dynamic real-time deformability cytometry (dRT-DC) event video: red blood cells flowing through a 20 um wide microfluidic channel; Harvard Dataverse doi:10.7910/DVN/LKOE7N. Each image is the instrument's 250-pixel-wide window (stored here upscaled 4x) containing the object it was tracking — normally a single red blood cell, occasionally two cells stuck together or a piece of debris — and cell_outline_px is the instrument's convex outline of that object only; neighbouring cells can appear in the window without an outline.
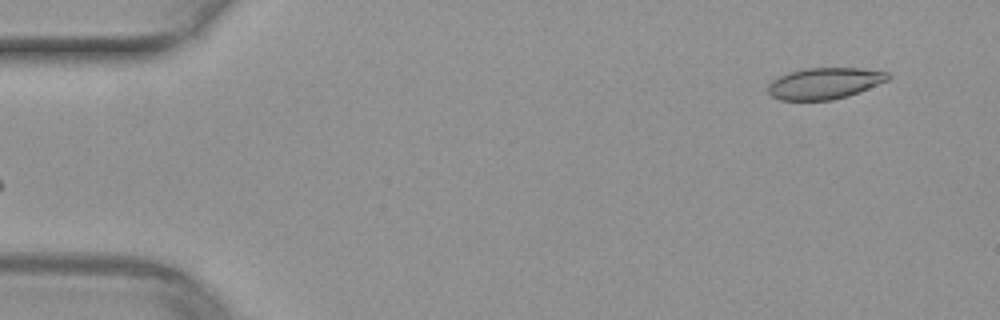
{"species": "common noctule bat (a hibernating species)", "species_latin": "Nyctalus noctula", "temperature_condition": "warm", "stored_images_in_passage": 48, "camera_frame_rate_fps": 3000, "um_per_image_px": 0.085, "animal": {"sex": "female", "body_mass_g": 29.2, "forearm_length_mm": 56.3}, "frame": {"image": 1, "passage_image": 1, "time_ms": 0.0, "image_size_px": [1000, 320], "cell_outline_px": [[892, 76], [888, 80], [848, 96], [832, 100], [780, 100], [772, 96], [768, 92], [768, 84], [772, 80], [788, 72], [804, 68], [860, 68], [888, 72]], "centroid_in_image_um": [70.08, 7.08], "position_along_channel_um": 14.9, "area_um2": 21.91}}
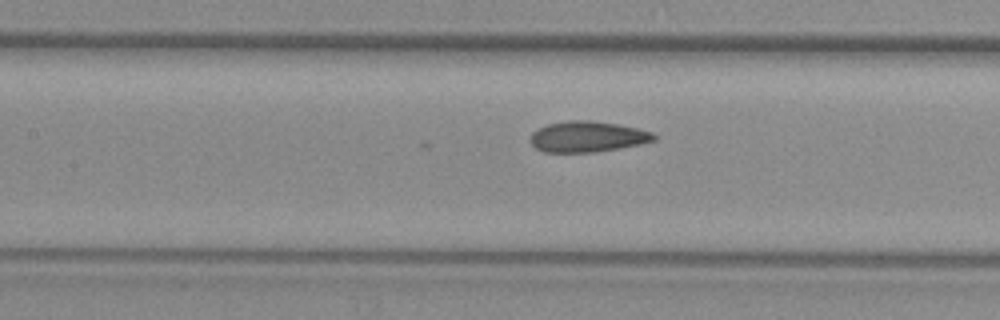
{"frame": {"image": 2, "passage_image": 20, "time_ms": 6.333, "image_size_px": [1000, 320], "cell_outline_px": [[656, 140], [640, 144], [620, 148], [596, 152], [544, 152], [536, 148], [532, 144], [532, 132], [548, 124], [568, 120], [592, 120], [620, 124], [652, 132], [656, 136]], "centroid_in_image_um": [49.97, 11.61], "position_along_channel_um": 157.4, "area_um2": 22.14}}
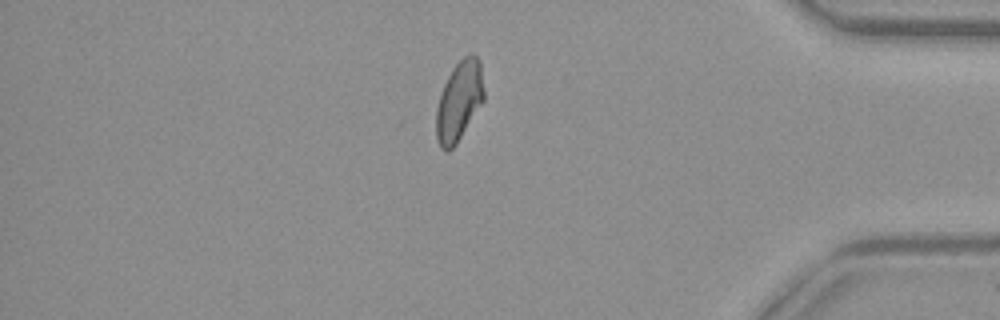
{"frame": {"image": 3, "passage_image": 40, "time_ms": 13.0, "image_size_px": [1000, 320], "cell_outline_px": [[484, 100], [456, 144], [448, 152], [444, 152], [440, 148], [436, 136], [436, 108], [444, 84], [452, 68], [464, 56], [472, 52], [480, 60], [484, 88]], "centroid_in_image_um": [39.03, 8.59], "position_along_channel_um": 396.2, "area_um2": 22.25}}